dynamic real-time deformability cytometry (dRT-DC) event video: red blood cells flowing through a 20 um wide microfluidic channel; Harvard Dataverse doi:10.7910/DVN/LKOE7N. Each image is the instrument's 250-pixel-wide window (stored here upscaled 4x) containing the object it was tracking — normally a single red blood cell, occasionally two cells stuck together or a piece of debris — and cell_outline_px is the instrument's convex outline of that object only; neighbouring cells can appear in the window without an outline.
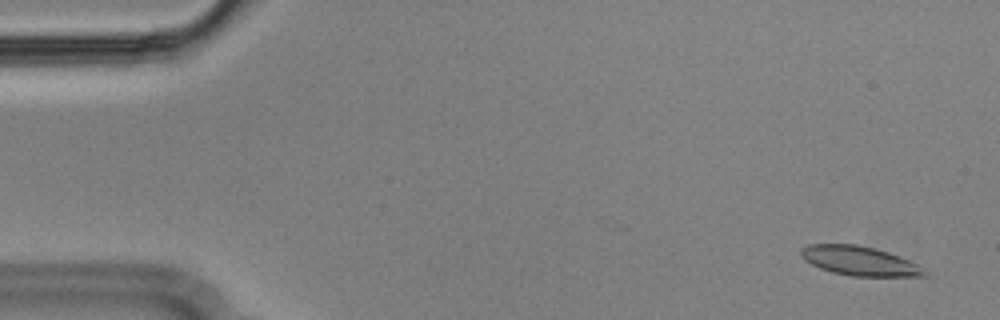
{"species": "Egyptian fruit bat (a non-hibernating species)", "species_latin": "Rousettus aegyptiacus", "temperature_condition": "cold", "stored_images_in_passage": 56, "camera_frame_rate_fps": 3000, "um_per_image_px": 0.085, "animal": {"sex": "male"}, "frame": {"image": 1, "passage_image": 3, "time_ms": 0.667, "image_size_px": [1000, 320], "cell_outline_px": [[928, 276], [852, 276], [832, 272], [820, 268], [804, 260], [800, 256], [800, 248], [808, 244], [856, 244], [888, 252], [908, 260], [916, 264]], "centroid_in_image_um": [72.97, 22.17], "position_along_channel_um": 12.0, "area_um2": 20.81}}
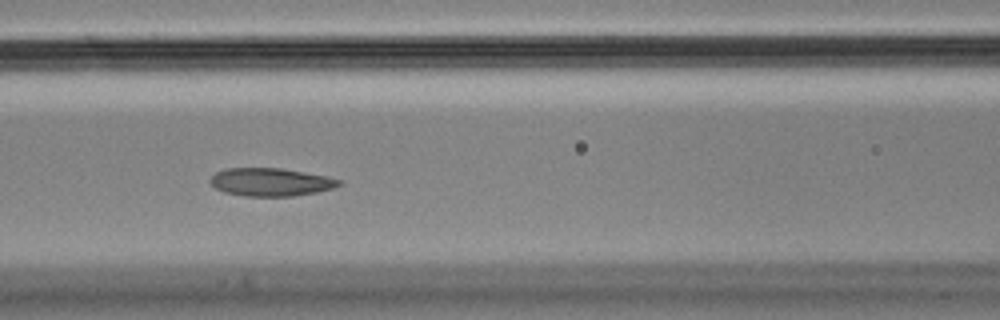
{"frame": {"image": 2, "passage_image": 24, "time_ms": 7.667, "image_size_px": [1000, 320], "cell_outline_px": [[344, 184], [332, 188], [316, 192], [292, 196], [244, 196], [224, 192], [216, 188], [212, 184], [212, 176], [216, 172], [224, 168], [280, 168], [328, 176], [344, 180]], "centroid_in_image_um": [23.07, 15.47], "position_along_channel_um": 143.5, "area_um2": 21.04}}
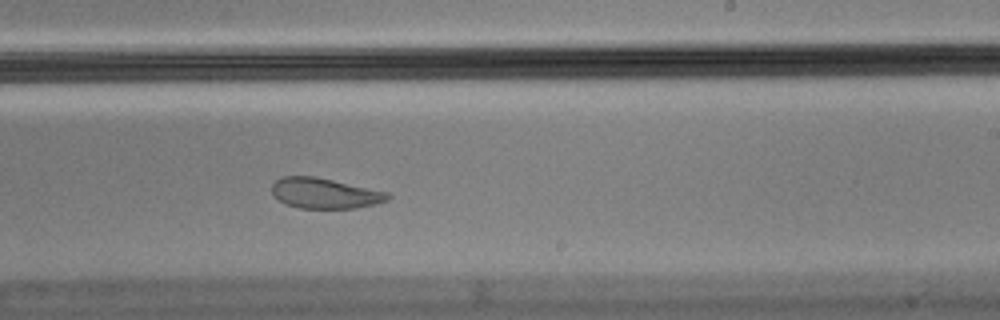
{"frame": {"image": 3, "passage_image": 34, "time_ms": 11.0, "image_size_px": [1000, 320], "cell_outline_px": [[392, 196], [388, 200], [376, 204], [356, 208], [300, 208], [284, 204], [272, 192], [272, 184], [276, 180], [284, 176], [312, 176], [332, 180], [388, 192]], "centroid_in_image_um": [27.62, 16.43], "position_along_channel_um": 261.4, "area_um2": 20.4}, "authors_computed_cell_mechanics": {"area_um2": 21.8195, "velocity_mm_per_s": 3.5496, "shape_relaxation_time_tau1_ms": null, "shape_relaxation_time_tau2_ms": 1.1575, "deformation_change_tau1": null, "deformation_change_tau2": 0.0509}}